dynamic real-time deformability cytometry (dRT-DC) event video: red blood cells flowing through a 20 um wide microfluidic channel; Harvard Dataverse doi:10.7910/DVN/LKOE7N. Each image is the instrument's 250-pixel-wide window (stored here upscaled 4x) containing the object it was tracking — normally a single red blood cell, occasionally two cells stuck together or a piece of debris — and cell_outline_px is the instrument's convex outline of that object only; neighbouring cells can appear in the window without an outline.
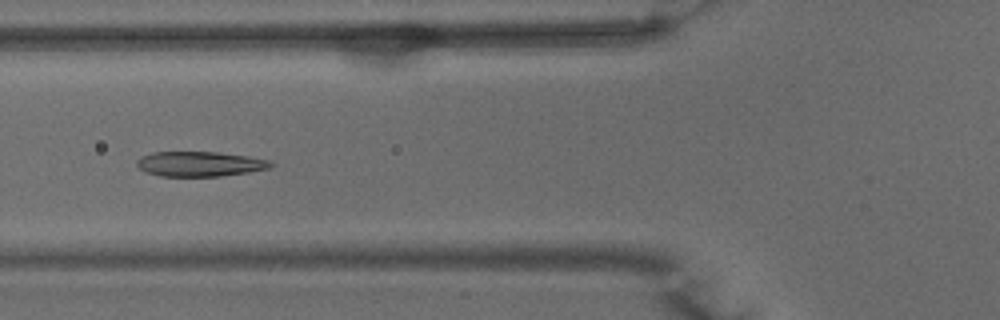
{"species": "common noctule bat (a hibernating species)", "species_latin": "Nyctalus noctula", "temperature_condition": "warm", "stored_images_in_passage": 23, "camera_frame_rate_fps": 3000, "um_per_image_px": 0.085, "animal": {"sex": "male", "body_mass_g": 15.6}, "frame": {"image": 1, "passage_image": 7, "time_ms": 2.0, "image_size_px": [1000, 320], "cell_outline_px": [[276, 164], [272, 168], [248, 172], [220, 176], [160, 176], [144, 172], [136, 164], [136, 160], [140, 156], [152, 152], [216, 152], [248, 156], [268, 160]], "centroid_in_image_um": [16.98, 13.93], "position_along_channel_um": 108.8, "area_um2": 19.59}}
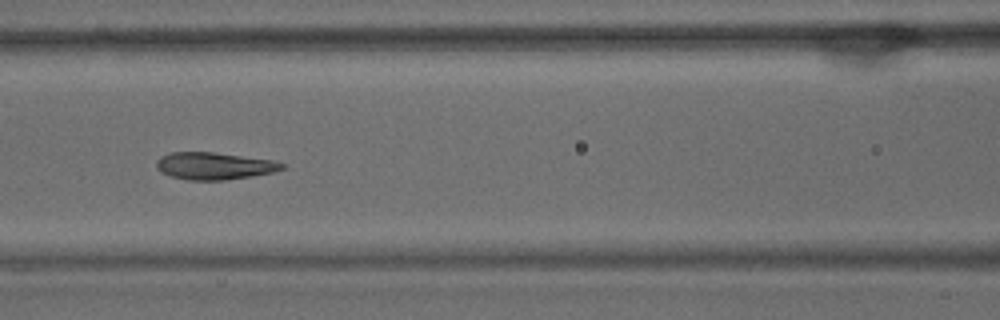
{"frame": {"image": 2, "passage_image": 10, "time_ms": 3.0, "image_size_px": [1000, 320], "cell_outline_px": [[284, 168], [272, 172], [224, 180], [188, 180], [172, 176], [156, 168], [156, 160], [160, 156], [172, 152], [212, 152], [272, 160], [284, 164]], "centroid_in_image_um": [18.16, 14.09], "position_along_channel_um": 148.4, "area_um2": 19.54}}